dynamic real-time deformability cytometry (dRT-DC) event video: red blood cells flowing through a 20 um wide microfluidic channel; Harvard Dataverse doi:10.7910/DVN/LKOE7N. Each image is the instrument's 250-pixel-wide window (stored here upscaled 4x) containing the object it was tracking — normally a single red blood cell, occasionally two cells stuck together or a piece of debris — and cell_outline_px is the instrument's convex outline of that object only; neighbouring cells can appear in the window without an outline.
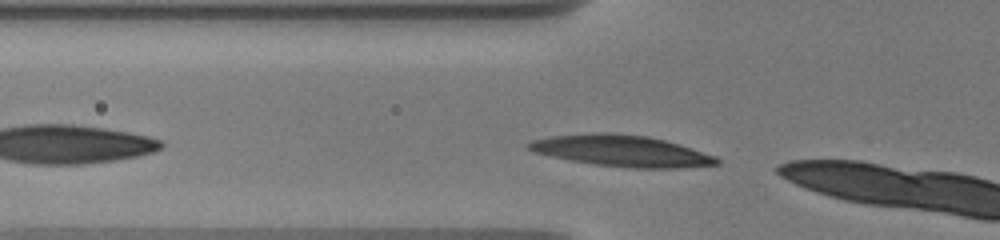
{"species": "human", "species_latin": "Homo sapiens", "temperature_condition": "warm", "stored_images_in_passage": 3, "segment_of_instrument_passage": [2, 2], "camera_frame_rate_fps": 3000, "um_per_image_px": 0.085, "donor": {"sex": "male"}, "frame": {"image": 1, "passage_image": 3, "time_ms": 1.333, "image_size_px": [1000, 240], "cell_outline_px": [[720, 164], [684, 168], [632, 168], [596, 164], [572, 160], [552, 156], [536, 152], [528, 148], [524, 144], [532, 140], [552, 136], [592, 132], [612, 132], [648, 136], [664, 140], [716, 156], [720, 160]], "centroid_in_image_um": [52.85, 12.81], "position_along_channel_um": 73.0, "area_um2": 34.16}}